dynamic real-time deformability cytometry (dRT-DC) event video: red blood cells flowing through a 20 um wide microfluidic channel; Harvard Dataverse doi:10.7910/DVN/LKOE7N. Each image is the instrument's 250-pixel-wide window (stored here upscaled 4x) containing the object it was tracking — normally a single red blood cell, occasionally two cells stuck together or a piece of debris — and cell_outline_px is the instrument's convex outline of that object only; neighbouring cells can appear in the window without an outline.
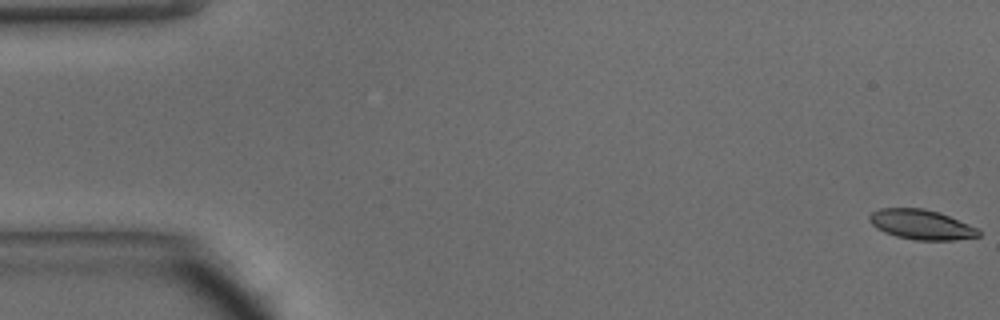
{"species": "common noctule bat (a hibernating species)", "species_latin": "Nyctalus noctula", "temperature_condition": "warm", "stored_images_in_passage": 48, "camera_frame_rate_fps": 3000, "um_per_image_px": 0.085, "animal": {"sex": "male", "body_mass_g": 15.6}, "frame": {"image": 1, "passage_image": 1, "time_ms": 0.0, "image_size_px": [1000, 320], "cell_outline_px": [[980, 236], [956, 240], [916, 240], [896, 236], [884, 232], [876, 228], [868, 220], [868, 216], [872, 212], [880, 208], [924, 208], [940, 212], [968, 224], [976, 228], [980, 232]], "centroid_in_image_um": [78.29, 19.08], "position_along_channel_um": 6.7, "area_um2": 19.02}}
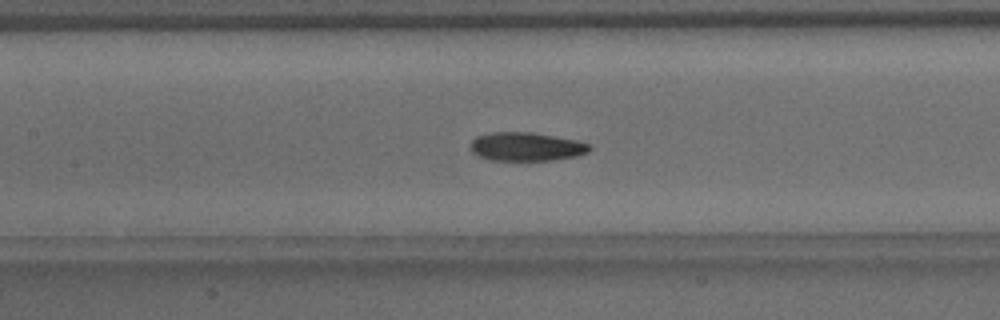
{"frame": {"image": 2, "passage_image": 22, "time_ms": 7.0, "image_size_px": [1000, 320], "cell_outline_px": [[592, 148], [588, 152], [576, 156], [552, 160], [492, 160], [476, 156], [472, 152], [472, 140], [476, 136], [492, 132], [532, 132], [576, 140], [592, 144]], "centroid_in_image_um": [44.75, 12.46], "position_along_channel_um": 162.7, "area_um2": 19.88}}
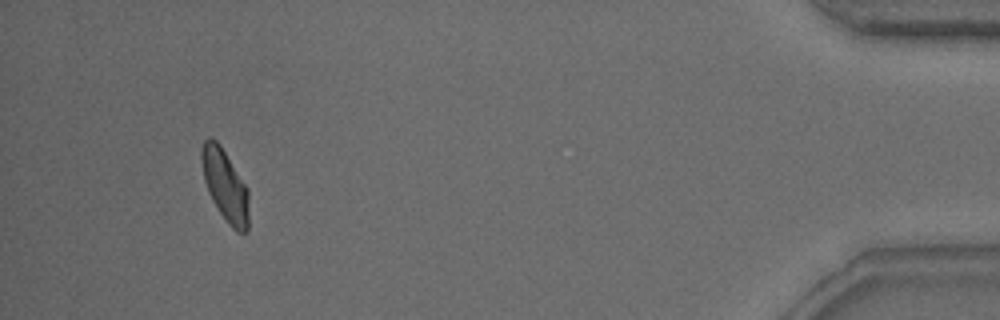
{"frame": {"image": 3, "passage_image": 45, "time_ms": 14.667, "image_size_px": [1000, 320], "cell_outline_px": [[248, 232], [236, 232], [228, 224], [212, 200], [208, 192], [204, 180], [200, 160], [200, 148], [204, 140], [208, 136], [212, 136], [220, 144], [248, 188]], "centroid_in_image_um": [19.11, 15.71], "position_along_channel_um": 416.1, "area_um2": 20.0}, "authors_computed_cell_mechanics": {"area_um2": 19.8254, "velocity_mm_per_s": 4.2395, "shape_relaxation_time_tau1_ms": 3.89, "shape_relaxation_time_tau2_ms": 2.0289, "deformation_change_tau1": 0.1636, "deformation_change_tau2": 0.0782}}